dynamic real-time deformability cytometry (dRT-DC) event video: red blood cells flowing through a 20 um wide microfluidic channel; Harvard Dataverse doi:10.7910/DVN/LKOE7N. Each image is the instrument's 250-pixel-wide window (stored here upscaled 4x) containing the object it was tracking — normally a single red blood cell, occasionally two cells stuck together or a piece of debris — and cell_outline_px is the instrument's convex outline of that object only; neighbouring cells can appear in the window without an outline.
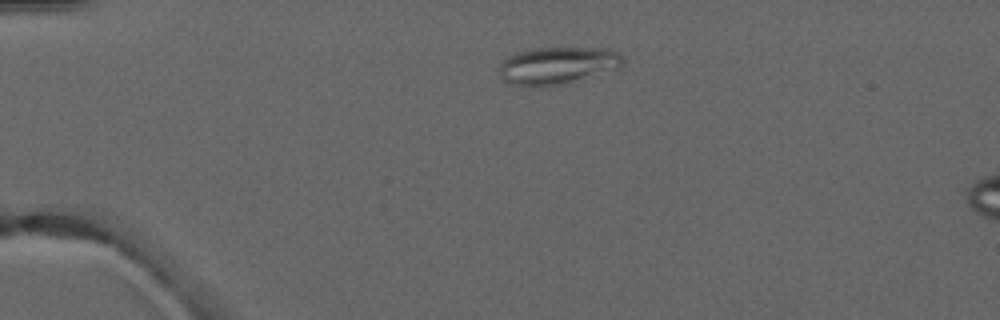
{"species": "common noctule bat (a hibernating species)", "species_latin": "Nyctalus noctula", "temperature_condition": "warm", "stored_images_in_passage": 3, "camera_frame_rate_fps": 3000, "um_per_image_px": 0.085, "animal": {"sex": "male", "forearm_length_mm": 52.5}, "frame": {"image": 1, "passage_image": 1, "time_ms": 0.0, "image_size_px": [1000, 320], "cell_outline_px": [[624, 64], [620, 68], [568, 84], [516, 84], [500, 80], [500, 64], [504, 56], [516, 52], [536, 48], [608, 48], [620, 52], [624, 56]], "centroid_in_image_um": [47.45, 5.53], "position_along_channel_um": 37.5, "area_um2": 26.99}}